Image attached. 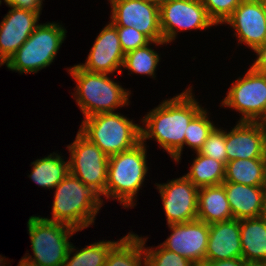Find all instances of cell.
<instances>
[{
  "instance_id": "cell-1",
  "label": "cell",
  "mask_w": 266,
  "mask_h": 266,
  "mask_svg": "<svg viewBox=\"0 0 266 266\" xmlns=\"http://www.w3.org/2000/svg\"><path fill=\"white\" fill-rule=\"evenodd\" d=\"M198 103L192 95V87L163 100L141 120L145 125L141 126V141L154 138L174 161L180 162L187 126L203 109Z\"/></svg>"
},
{
  "instance_id": "cell-2",
  "label": "cell",
  "mask_w": 266,
  "mask_h": 266,
  "mask_svg": "<svg viewBox=\"0 0 266 266\" xmlns=\"http://www.w3.org/2000/svg\"><path fill=\"white\" fill-rule=\"evenodd\" d=\"M55 188L52 218L44 219L69 225L78 231L93 225L103 204L102 194L97 189L85 185L70 173Z\"/></svg>"
},
{
  "instance_id": "cell-3",
  "label": "cell",
  "mask_w": 266,
  "mask_h": 266,
  "mask_svg": "<svg viewBox=\"0 0 266 266\" xmlns=\"http://www.w3.org/2000/svg\"><path fill=\"white\" fill-rule=\"evenodd\" d=\"M68 71L77 84L73 96L84 119L129 105L130 91L111 80L109 74L88 72L79 65H74Z\"/></svg>"
},
{
  "instance_id": "cell-4",
  "label": "cell",
  "mask_w": 266,
  "mask_h": 266,
  "mask_svg": "<svg viewBox=\"0 0 266 266\" xmlns=\"http://www.w3.org/2000/svg\"><path fill=\"white\" fill-rule=\"evenodd\" d=\"M146 144L138 143L130 150L109 157L105 197H113L124 208L134 205L148 171Z\"/></svg>"
},
{
  "instance_id": "cell-5",
  "label": "cell",
  "mask_w": 266,
  "mask_h": 266,
  "mask_svg": "<svg viewBox=\"0 0 266 266\" xmlns=\"http://www.w3.org/2000/svg\"><path fill=\"white\" fill-rule=\"evenodd\" d=\"M79 132L108 157L132 149L141 142V126L115 112L85 118Z\"/></svg>"
},
{
  "instance_id": "cell-6",
  "label": "cell",
  "mask_w": 266,
  "mask_h": 266,
  "mask_svg": "<svg viewBox=\"0 0 266 266\" xmlns=\"http://www.w3.org/2000/svg\"><path fill=\"white\" fill-rule=\"evenodd\" d=\"M66 33L59 23H39L28 40L7 60L6 67L21 74L37 73L53 62Z\"/></svg>"
},
{
  "instance_id": "cell-7",
  "label": "cell",
  "mask_w": 266,
  "mask_h": 266,
  "mask_svg": "<svg viewBox=\"0 0 266 266\" xmlns=\"http://www.w3.org/2000/svg\"><path fill=\"white\" fill-rule=\"evenodd\" d=\"M27 226L34 257L25 258L39 266H63L72 244L69 238L78 230L40 216L29 217Z\"/></svg>"
},
{
  "instance_id": "cell-8",
  "label": "cell",
  "mask_w": 266,
  "mask_h": 266,
  "mask_svg": "<svg viewBox=\"0 0 266 266\" xmlns=\"http://www.w3.org/2000/svg\"><path fill=\"white\" fill-rule=\"evenodd\" d=\"M221 105L241 113L240 122H261L266 115V73L250 66L242 78L232 83Z\"/></svg>"
},
{
  "instance_id": "cell-9",
  "label": "cell",
  "mask_w": 266,
  "mask_h": 266,
  "mask_svg": "<svg viewBox=\"0 0 266 266\" xmlns=\"http://www.w3.org/2000/svg\"><path fill=\"white\" fill-rule=\"evenodd\" d=\"M67 148L71 155L70 174L105 196L109 157L79 131L75 141Z\"/></svg>"
},
{
  "instance_id": "cell-10",
  "label": "cell",
  "mask_w": 266,
  "mask_h": 266,
  "mask_svg": "<svg viewBox=\"0 0 266 266\" xmlns=\"http://www.w3.org/2000/svg\"><path fill=\"white\" fill-rule=\"evenodd\" d=\"M110 5L114 26L134 27L151 42L163 41L160 9L150 0H112Z\"/></svg>"
},
{
  "instance_id": "cell-11",
  "label": "cell",
  "mask_w": 266,
  "mask_h": 266,
  "mask_svg": "<svg viewBox=\"0 0 266 266\" xmlns=\"http://www.w3.org/2000/svg\"><path fill=\"white\" fill-rule=\"evenodd\" d=\"M160 9L163 41L171 43L179 31L205 30L215 25L200 0H173Z\"/></svg>"
},
{
  "instance_id": "cell-12",
  "label": "cell",
  "mask_w": 266,
  "mask_h": 266,
  "mask_svg": "<svg viewBox=\"0 0 266 266\" xmlns=\"http://www.w3.org/2000/svg\"><path fill=\"white\" fill-rule=\"evenodd\" d=\"M167 225L197 220L198 191L185 175L166 184H157Z\"/></svg>"
},
{
  "instance_id": "cell-13",
  "label": "cell",
  "mask_w": 266,
  "mask_h": 266,
  "mask_svg": "<svg viewBox=\"0 0 266 266\" xmlns=\"http://www.w3.org/2000/svg\"><path fill=\"white\" fill-rule=\"evenodd\" d=\"M7 6L11 10L0 23V67L28 40L41 14V10Z\"/></svg>"
},
{
  "instance_id": "cell-14",
  "label": "cell",
  "mask_w": 266,
  "mask_h": 266,
  "mask_svg": "<svg viewBox=\"0 0 266 266\" xmlns=\"http://www.w3.org/2000/svg\"><path fill=\"white\" fill-rule=\"evenodd\" d=\"M171 235L161 245L200 266L205 262L209 238V224L194 220L186 223L169 224Z\"/></svg>"
},
{
  "instance_id": "cell-15",
  "label": "cell",
  "mask_w": 266,
  "mask_h": 266,
  "mask_svg": "<svg viewBox=\"0 0 266 266\" xmlns=\"http://www.w3.org/2000/svg\"><path fill=\"white\" fill-rule=\"evenodd\" d=\"M225 23L234 28L239 43L253 51L266 43V18L261 0H242Z\"/></svg>"
},
{
  "instance_id": "cell-16",
  "label": "cell",
  "mask_w": 266,
  "mask_h": 266,
  "mask_svg": "<svg viewBox=\"0 0 266 266\" xmlns=\"http://www.w3.org/2000/svg\"><path fill=\"white\" fill-rule=\"evenodd\" d=\"M124 56L117 29L109 22L97 36L86 62L78 65L88 72L104 74L118 72V75L122 73Z\"/></svg>"
},
{
  "instance_id": "cell-17",
  "label": "cell",
  "mask_w": 266,
  "mask_h": 266,
  "mask_svg": "<svg viewBox=\"0 0 266 266\" xmlns=\"http://www.w3.org/2000/svg\"><path fill=\"white\" fill-rule=\"evenodd\" d=\"M227 162L266 158V129L260 122H240L226 132Z\"/></svg>"
},
{
  "instance_id": "cell-18",
  "label": "cell",
  "mask_w": 266,
  "mask_h": 266,
  "mask_svg": "<svg viewBox=\"0 0 266 266\" xmlns=\"http://www.w3.org/2000/svg\"><path fill=\"white\" fill-rule=\"evenodd\" d=\"M242 258L240 220L209 224L205 261Z\"/></svg>"
},
{
  "instance_id": "cell-19",
  "label": "cell",
  "mask_w": 266,
  "mask_h": 266,
  "mask_svg": "<svg viewBox=\"0 0 266 266\" xmlns=\"http://www.w3.org/2000/svg\"><path fill=\"white\" fill-rule=\"evenodd\" d=\"M233 219L241 220L266 215L262 186L223 182Z\"/></svg>"
},
{
  "instance_id": "cell-20",
  "label": "cell",
  "mask_w": 266,
  "mask_h": 266,
  "mask_svg": "<svg viewBox=\"0 0 266 266\" xmlns=\"http://www.w3.org/2000/svg\"><path fill=\"white\" fill-rule=\"evenodd\" d=\"M232 219L223 184L199 188L197 220L212 224Z\"/></svg>"
},
{
  "instance_id": "cell-21",
  "label": "cell",
  "mask_w": 266,
  "mask_h": 266,
  "mask_svg": "<svg viewBox=\"0 0 266 266\" xmlns=\"http://www.w3.org/2000/svg\"><path fill=\"white\" fill-rule=\"evenodd\" d=\"M244 261L266 262V215L240 220Z\"/></svg>"
},
{
  "instance_id": "cell-22",
  "label": "cell",
  "mask_w": 266,
  "mask_h": 266,
  "mask_svg": "<svg viewBox=\"0 0 266 266\" xmlns=\"http://www.w3.org/2000/svg\"><path fill=\"white\" fill-rule=\"evenodd\" d=\"M146 239L129 232L111 248L104 266H144Z\"/></svg>"
},
{
  "instance_id": "cell-23",
  "label": "cell",
  "mask_w": 266,
  "mask_h": 266,
  "mask_svg": "<svg viewBox=\"0 0 266 266\" xmlns=\"http://www.w3.org/2000/svg\"><path fill=\"white\" fill-rule=\"evenodd\" d=\"M265 172L266 158L236 159L225 164L223 182L262 186Z\"/></svg>"
},
{
  "instance_id": "cell-24",
  "label": "cell",
  "mask_w": 266,
  "mask_h": 266,
  "mask_svg": "<svg viewBox=\"0 0 266 266\" xmlns=\"http://www.w3.org/2000/svg\"><path fill=\"white\" fill-rule=\"evenodd\" d=\"M61 157L53 152L32 162L33 170L29 177L45 189L55 188L70 173L69 160L64 161Z\"/></svg>"
},
{
  "instance_id": "cell-25",
  "label": "cell",
  "mask_w": 266,
  "mask_h": 266,
  "mask_svg": "<svg viewBox=\"0 0 266 266\" xmlns=\"http://www.w3.org/2000/svg\"><path fill=\"white\" fill-rule=\"evenodd\" d=\"M190 167V171L185 176L197 187H207L220 185L225 177V165L211 157L201 155L196 152Z\"/></svg>"
},
{
  "instance_id": "cell-26",
  "label": "cell",
  "mask_w": 266,
  "mask_h": 266,
  "mask_svg": "<svg viewBox=\"0 0 266 266\" xmlns=\"http://www.w3.org/2000/svg\"><path fill=\"white\" fill-rule=\"evenodd\" d=\"M117 242L104 240L95 242L75 252L73 257H70L71 253L76 249L71 244L63 266H104L109 251Z\"/></svg>"
},
{
  "instance_id": "cell-27",
  "label": "cell",
  "mask_w": 266,
  "mask_h": 266,
  "mask_svg": "<svg viewBox=\"0 0 266 266\" xmlns=\"http://www.w3.org/2000/svg\"><path fill=\"white\" fill-rule=\"evenodd\" d=\"M152 43L156 45L167 44L164 41H153L146 46L137 48L125 54L122 67L136 74H144L155 78V69L159 63V54L149 47Z\"/></svg>"
},
{
  "instance_id": "cell-28",
  "label": "cell",
  "mask_w": 266,
  "mask_h": 266,
  "mask_svg": "<svg viewBox=\"0 0 266 266\" xmlns=\"http://www.w3.org/2000/svg\"><path fill=\"white\" fill-rule=\"evenodd\" d=\"M207 110L202 109L188 124L185 131L184 145L198 152L215 125L209 120Z\"/></svg>"
},
{
  "instance_id": "cell-29",
  "label": "cell",
  "mask_w": 266,
  "mask_h": 266,
  "mask_svg": "<svg viewBox=\"0 0 266 266\" xmlns=\"http://www.w3.org/2000/svg\"><path fill=\"white\" fill-rule=\"evenodd\" d=\"M144 250V266H196L183 256L165 249L161 244L155 250L150 247H144Z\"/></svg>"
},
{
  "instance_id": "cell-30",
  "label": "cell",
  "mask_w": 266,
  "mask_h": 266,
  "mask_svg": "<svg viewBox=\"0 0 266 266\" xmlns=\"http://www.w3.org/2000/svg\"><path fill=\"white\" fill-rule=\"evenodd\" d=\"M221 129L215 127L212 130L202 147L198 150V153L211 157L225 165L227 163L226 131Z\"/></svg>"
},
{
  "instance_id": "cell-31",
  "label": "cell",
  "mask_w": 266,
  "mask_h": 266,
  "mask_svg": "<svg viewBox=\"0 0 266 266\" xmlns=\"http://www.w3.org/2000/svg\"><path fill=\"white\" fill-rule=\"evenodd\" d=\"M215 25L223 24L240 5L242 0H200Z\"/></svg>"
},
{
  "instance_id": "cell-32",
  "label": "cell",
  "mask_w": 266,
  "mask_h": 266,
  "mask_svg": "<svg viewBox=\"0 0 266 266\" xmlns=\"http://www.w3.org/2000/svg\"><path fill=\"white\" fill-rule=\"evenodd\" d=\"M124 54L146 46L151 41L134 27L115 26Z\"/></svg>"
},
{
  "instance_id": "cell-33",
  "label": "cell",
  "mask_w": 266,
  "mask_h": 266,
  "mask_svg": "<svg viewBox=\"0 0 266 266\" xmlns=\"http://www.w3.org/2000/svg\"><path fill=\"white\" fill-rule=\"evenodd\" d=\"M254 52L257 59L251 67L258 72L266 73V43L258 46Z\"/></svg>"
},
{
  "instance_id": "cell-34",
  "label": "cell",
  "mask_w": 266,
  "mask_h": 266,
  "mask_svg": "<svg viewBox=\"0 0 266 266\" xmlns=\"http://www.w3.org/2000/svg\"><path fill=\"white\" fill-rule=\"evenodd\" d=\"M43 0H4L6 5L22 7L31 10H42Z\"/></svg>"
},
{
  "instance_id": "cell-35",
  "label": "cell",
  "mask_w": 266,
  "mask_h": 266,
  "mask_svg": "<svg viewBox=\"0 0 266 266\" xmlns=\"http://www.w3.org/2000/svg\"><path fill=\"white\" fill-rule=\"evenodd\" d=\"M243 258H232L218 261H205L200 266H242Z\"/></svg>"
},
{
  "instance_id": "cell-36",
  "label": "cell",
  "mask_w": 266,
  "mask_h": 266,
  "mask_svg": "<svg viewBox=\"0 0 266 266\" xmlns=\"http://www.w3.org/2000/svg\"><path fill=\"white\" fill-rule=\"evenodd\" d=\"M242 266H266V262L243 261Z\"/></svg>"
},
{
  "instance_id": "cell-37",
  "label": "cell",
  "mask_w": 266,
  "mask_h": 266,
  "mask_svg": "<svg viewBox=\"0 0 266 266\" xmlns=\"http://www.w3.org/2000/svg\"><path fill=\"white\" fill-rule=\"evenodd\" d=\"M17 266H39V265L36 263H33V262L29 261L28 259H26L25 257H23L19 261V264Z\"/></svg>"
},
{
  "instance_id": "cell-38",
  "label": "cell",
  "mask_w": 266,
  "mask_h": 266,
  "mask_svg": "<svg viewBox=\"0 0 266 266\" xmlns=\"http://www.w3.org/2000/svg\"><path fill=\"white\" fill-rule=\"evenodd\" d=\"M153 4H155L158 8H161L163 5L172 2L173 0H150Z\"/></svg>"
},
{
  "instance_id": "cell-39",
  "label": "cell",
  "mask_w": 266,
  "mask_h": 266,
  "mask_svg": "<svg viewBox=\"0 0 266 266\" xmlns=\"http://www.w3.org/2000/svg\"><path fill=\"white\" fill-rule=\"evenodd\" d=\"M262 189H263L264 199H265V203H266V172H265V175H264Z\"/></svg>"
},
{
  "instance_id": "cell-40",
  "label": "cell",
  "mask_w": 266,
  "mask_h": 266,
  "mask_svg": "<svg viewBox=\"0 0 266 266\" xmlns=\"http://www.w3.org/2000/svg\"><path fill=\"white\" fill-rule=\"evenodd\" d=\"M6 259L4 260V257L2 258L1 256H0V266H6L5 264H7L6 263Z\"/></svg>"
},
{
  "instance_id": "cell-41",
  "label": "cell",
  "mask_w": 266,
  "mask_h": 266,
  "mask_svg": "<svg viewBox=\"0 0 266 266\" xmlns=\"http://www.w3.org/2000/svg\"><path fill=\"white\" fill-rule=\"evenodd\" d=\"M263 127L266 129V115L264 116L263 120L260 122Z\"/></svg>"
},
{
  "instance_id": "cell-42",
  "label": "cell",
  "mask_w": 266,
  "mask_h": 266,
  "mask_svg": "<svg viewBox=\"0 0 266 266\" xmlns=\"http://www.w3.org/2000/svg\"><path fill=\"white\" fill-rule=\"evenodd\" d=\"M265 18H266V2H264Z\"/></svg>"
}]
</instances>
